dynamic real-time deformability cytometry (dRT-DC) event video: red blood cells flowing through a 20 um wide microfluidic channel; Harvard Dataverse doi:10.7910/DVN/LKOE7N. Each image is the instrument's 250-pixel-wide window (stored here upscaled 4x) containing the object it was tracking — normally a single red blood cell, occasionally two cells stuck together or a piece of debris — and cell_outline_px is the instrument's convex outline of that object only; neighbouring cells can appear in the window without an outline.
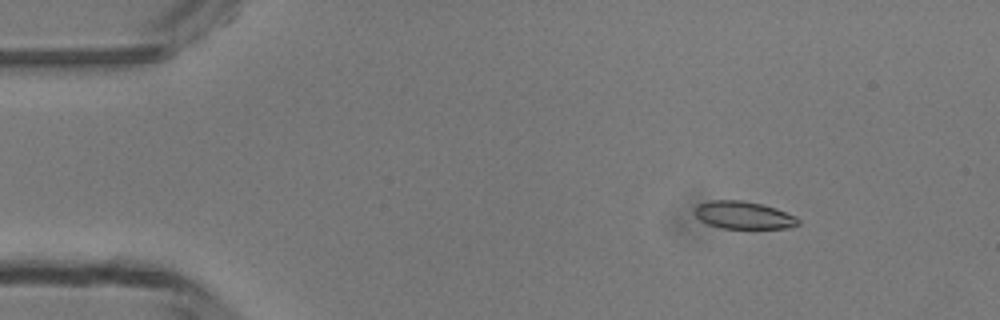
{"species": "common noctule bat (a hibernating species)", "species_latin": "Nyctalus noctula", "temperature_condition": "room temperature", "stored_images_in_passage": 4, "camera_frame_rate_fps": 3000, "um_per_image_px": 0.085, "animal": {"sex": "male", "body_mass_g": 13.3}, "frame": {"image": 1, "passage_image": 2, "time_ms": 1.333, "image_size_px": [1000, 320], "cell_outline_px": [[800, 224], [788, 228], [720, 228], [708, 224], [700, 220], [692, 212], [692, 208], [696, 204], [712, 200], [744, 200], [776, 208], [796, 216], [800, 220]], "centroid_in_image_um": [63.16, 18.28], "position_along_channel_um": 21.8, "area_um2": 16.88}}